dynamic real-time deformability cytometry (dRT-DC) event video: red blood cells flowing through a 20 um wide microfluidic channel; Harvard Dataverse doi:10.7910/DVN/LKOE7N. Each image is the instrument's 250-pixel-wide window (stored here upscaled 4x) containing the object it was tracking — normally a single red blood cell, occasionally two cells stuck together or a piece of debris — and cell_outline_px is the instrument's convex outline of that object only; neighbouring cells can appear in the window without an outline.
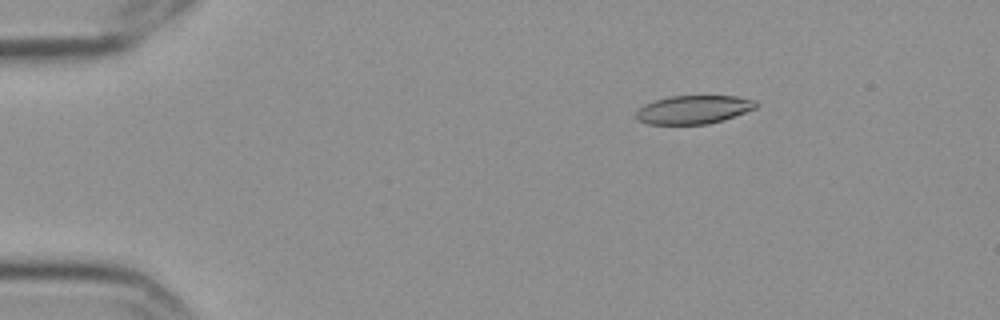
{"species": "Egyptian fruit bat (a non-hibernating species)", "species_latin": "Rousettus aegyptiacus", "temperature_condition": "cold", "stored_images_in_passage": 7, "camera_frame_rate_fps": 3000, "um_per_image_px": 0.085, "frame": {"image": 1, "passage_image": 2, "time_ms": 0.333, "image_size_px": [1000, 320], "cell_outline_px": [[760, 104], [756, 108], [724, 120], [708, 124], [648, 124], [636, 120], [636, 112], [644, 104], [668, 96], [736, 96], [756, 100]], "centroid_in_image_um": [58.98, 9.31], "position_along_channel_um": 26.0, "area_um2": 20.0}}
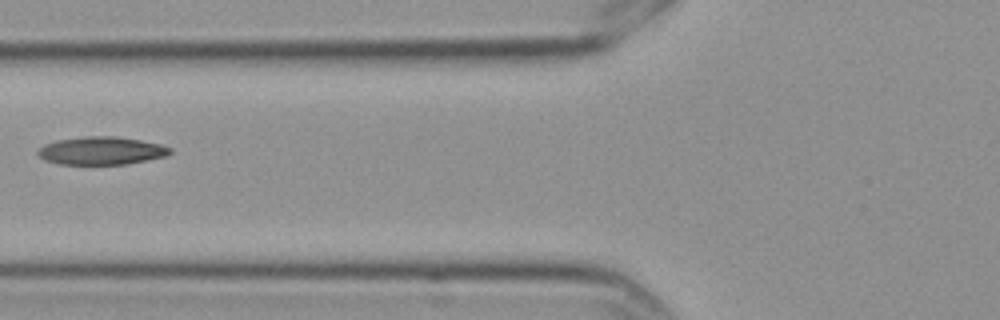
{"frame": {"image": 2, "passage_image": 6, "time_ms": 1.667, "image_size_px": [1000, 320], "cell_outline_px": [[172, 152], [168, 156], [124, 164], [60, 164], [44, 160], [36, 152], [44, 144], [56, 140], [84, 136], [116, 136], [140, 140], [160, 144], [172, 148]], "centroid_in_image_um": [8.62, 12.8], "position_along_channel_um": 117.2, "area_um2": 21.56}}
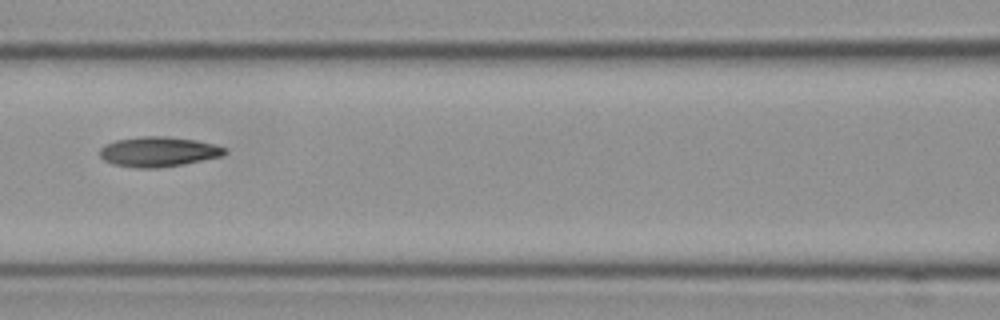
{"frame": {"image": 3, "passage_image": 7, "time_ms": 2.0, "image_size_px": [1000, 320], "cell_outline_px": [[228, 152], [224, 156], [184, 164], [160, 168], [136, 168], [112, 164], [104, 160], [100, 156], [100, 148], [104, 144], [116, 140], [140, 136], [164, 136], [196, 140], [216, 144], [228, 148]], "centroid_in_image_um": [13.5, 12.9], "position_along_channel_um": 153.1, "area_um2": 22.2}}